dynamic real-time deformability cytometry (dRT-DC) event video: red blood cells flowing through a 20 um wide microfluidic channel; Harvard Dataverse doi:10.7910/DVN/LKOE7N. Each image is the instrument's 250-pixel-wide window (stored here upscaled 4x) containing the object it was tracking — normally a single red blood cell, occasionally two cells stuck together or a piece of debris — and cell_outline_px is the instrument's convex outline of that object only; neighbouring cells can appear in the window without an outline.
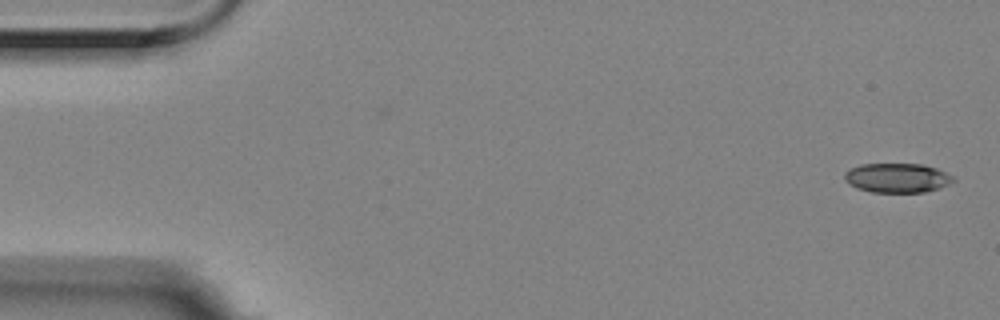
{"species": "Egyptian fruit bat (a non-hibernating species)", "species_latin": "Rousettus aegyptiacus", "temperature_condition": "room temperature", "stored_images_in_passage": 2, "camera_frame_rate_fps": 3000, "um_per_image_px": 0.085, "animal": {"sex": "female"}, "frame": {"image": 1, "passage_image": 2, "time_ms": 0.333, "image_size_px": [1000, 320], "cell_outline_px": [[956, 180], [940, 188], [924, 192], [872, 192], [856, 188], [848, 184], [844, 180], [844, 172], [860, 164], [924, 164], [936, 168], [952, 176]], "centroid_in_image_um": [76.24, 15.12], "position_along_channel_um": 8.8, "area_um2": 18.67}}